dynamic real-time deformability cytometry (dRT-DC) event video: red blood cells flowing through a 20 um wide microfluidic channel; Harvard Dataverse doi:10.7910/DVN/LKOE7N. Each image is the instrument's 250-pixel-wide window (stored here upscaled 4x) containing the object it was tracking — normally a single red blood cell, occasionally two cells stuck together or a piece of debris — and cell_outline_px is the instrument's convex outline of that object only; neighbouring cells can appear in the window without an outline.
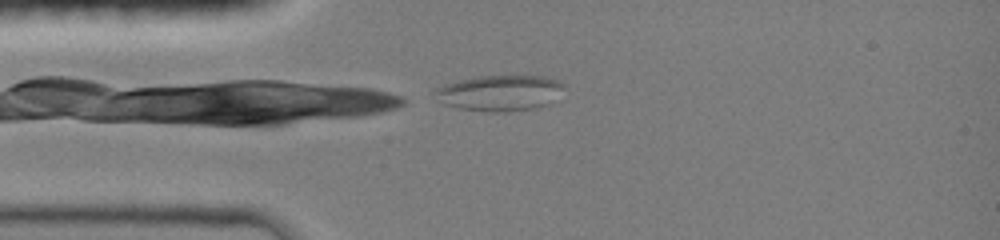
{"species": "common noctule bat (a hibernating species)", "species_latin": "Nyctalus noctula", "temperature_condition": "room temperature", "stored_images_in_passage": 39, "camera_frame_rate_fps": 3000, "um_per_image_px": 0.085, "animal": {"sex": "female", "body_mass_g": 19.0, "forearm_length_mm": 51.5}, "frame": {"image": 1, "passage_image": 1, "time_ms": 0.0, "image_size_px": [1000, 240], "cell_outline_px": [[564, 88], [548, 104], [536, 108], [504, 112], [488, 112], [460, 108], [444, 104], [432, 92], [436, 88], [460, 80], [476, 76], [548, 76], [564, 84]], "centroid_in_image_um": [42.49, 7.9], "position_along_channel_um": 42.5, "area_um2": 26.7}}
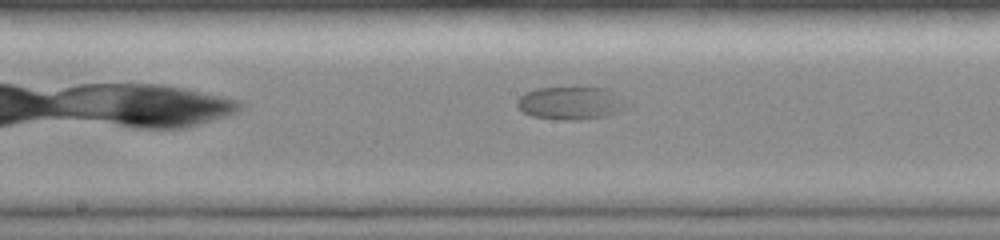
{"frame": {"image": 2, "passage_image": 21, "time_ms": 4.333, "image_size_px": [1000, 240], "cell_outline_px": [[632, 104], [628, 108], [620, 112], [608, 116], [576, 120], [564, 120], [532, 116], [524, 112], [516, 104], [516, 100], [524, 92], [536, 88], [608, 88]], "centroid_in_image_um": [48.58, 8.77], "position_along_channel_um": 199.6, "area_um2": 21.33}}
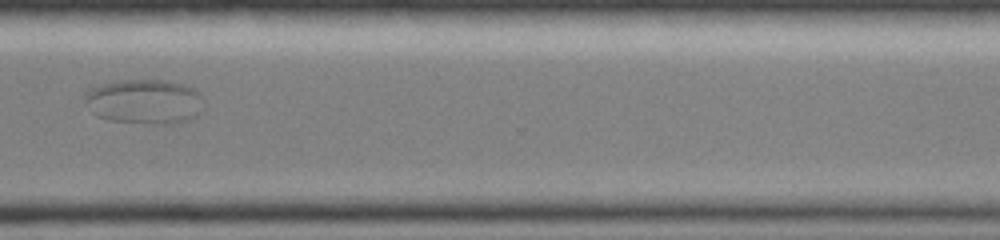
{"frame": {"image": 3, "passage_image": 38, "time_ms": 8.333, "image_size_px": [1000, 240], "cell_outline_px": [[204, 112], [180, 124], [164, 124], [108, 120], [96, 116], [92, 112], [84, 96], [92, 88], [100, 84], [120, 80], [168, 80], [184, 84], [196, 88], [200, 92], [204, 100]], "centroid_in_image_um": [12.39, 8.63], "position_along_channel_um": 358.2, "area_um2": 31.5}}